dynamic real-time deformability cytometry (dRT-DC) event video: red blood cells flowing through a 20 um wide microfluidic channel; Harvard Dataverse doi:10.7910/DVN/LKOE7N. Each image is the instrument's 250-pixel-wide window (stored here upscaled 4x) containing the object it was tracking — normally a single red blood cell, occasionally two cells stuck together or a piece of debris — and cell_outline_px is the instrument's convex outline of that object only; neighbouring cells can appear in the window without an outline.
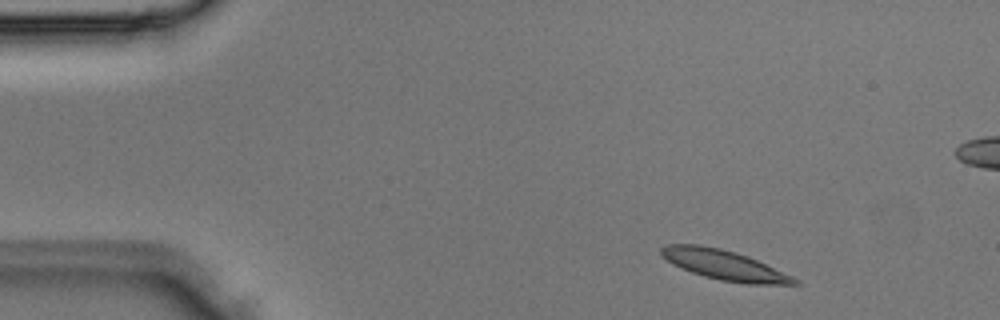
{"species": "Egyptian fruit bat (a non-hibernating species)", "species_latin": "Rousettus aegyptiacus", "temperature_condition": "room temperature", "stored_images_in_passage": 4, "camera_frame_rate_fps": 3000, "um_per_image_px": 0.085, "animal": {"sex": "male"}, "frame": {"image": 1, "passage_image": 1, "time_ms": 0.0, "image_size_px": [1000, 320], "cell_outline_px": [[800, 284], [744, 284], [720, 280], [704, 276], [680, 268], [672, 264], [660, 252], [660, 248], [664, 244], [700, 244], [720, 248], [736, 252], [748, 256], [792, 276]], "centroid_in_image_um": [61.52, 22.51], "position_along_channel_um": 23.5, "area_um2": 23.06}}